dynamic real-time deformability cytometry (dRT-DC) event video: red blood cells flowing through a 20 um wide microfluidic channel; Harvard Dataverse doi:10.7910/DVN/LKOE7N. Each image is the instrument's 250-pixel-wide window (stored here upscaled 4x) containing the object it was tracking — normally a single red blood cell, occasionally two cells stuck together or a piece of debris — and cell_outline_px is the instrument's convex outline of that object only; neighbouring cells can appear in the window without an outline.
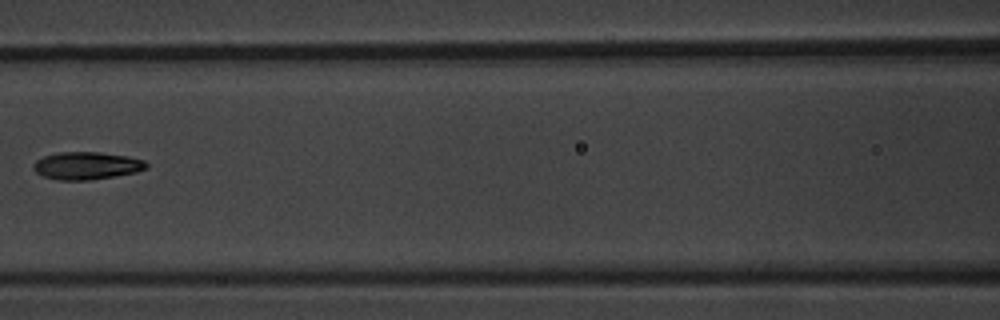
{"species": "common noctule bat (a hibernating species)", "species_latin": "Nyctalus noctula", "temperature_condition": "warm", "stored_images_in_passage": 4, "camera_frame_rate_fps": 3000, "um_per_image_px": 0.085, "animal": {"sex": "male", "body_mass_g": 20.1, "forearm_length_mm": 53.5}, "frame": {"image": 1, "passage_image": 4, "time_ms": 3.667, "image_size_px": [1000, 320], "cell_outline_px": [[148, 168], [136, 172], [88, 180], [56, 180], [44, 176], [36, 172], [32, 168], [32, 164], [36, 160], [44, 156], [56, 152], [100, 152], [128, 156], [144, 160], [148, 164]], "centroid_in_image_um": [7.34, 14.07], "position_along_channel_um": 159.3, "area_um2": 18.21}}